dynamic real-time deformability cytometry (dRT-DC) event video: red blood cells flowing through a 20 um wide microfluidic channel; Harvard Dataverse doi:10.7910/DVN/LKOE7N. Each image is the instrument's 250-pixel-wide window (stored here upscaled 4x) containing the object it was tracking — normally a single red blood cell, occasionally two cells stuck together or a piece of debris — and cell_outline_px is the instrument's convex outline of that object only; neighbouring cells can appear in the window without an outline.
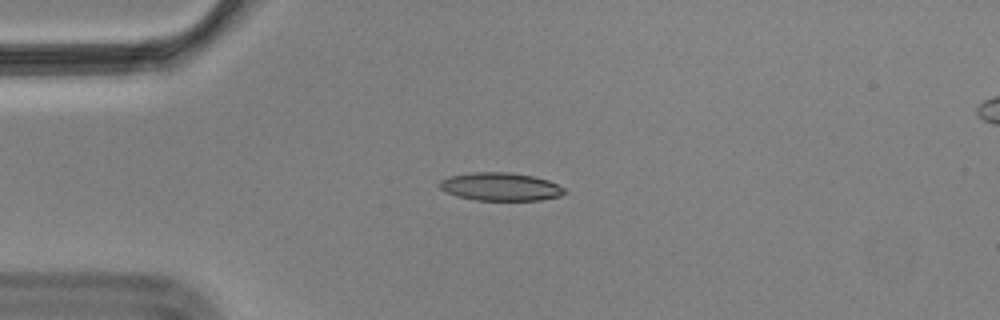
{"species": "Egyptian fruit bat (a non-hibernating species)", "species_latin": "Rousettus aegyptiacus", "temperature_condition": "cold", "stored_images_in_passage": 8, "camera_frame_rate_fps": 3000, "um_per_image_px": 0.085, "animal": {"sex": "male"}, "frame": {"image": 1, "passage_image": 1, "time_ms": 0.0, "image_size_px": [1000, 320], "cell_outline_px": [[568, 192], [560, 196], [540, 200], [476, 200], [456, 196], [440, 188], [440, 180], [448, 176], [472, 172], [508, 172], [532, 176], [548, 180], [564, 188]], "centroid_in_image_um": [42.54, 15.87], "position_along_channel_um": 42.5, "area_um2": 20.4}}